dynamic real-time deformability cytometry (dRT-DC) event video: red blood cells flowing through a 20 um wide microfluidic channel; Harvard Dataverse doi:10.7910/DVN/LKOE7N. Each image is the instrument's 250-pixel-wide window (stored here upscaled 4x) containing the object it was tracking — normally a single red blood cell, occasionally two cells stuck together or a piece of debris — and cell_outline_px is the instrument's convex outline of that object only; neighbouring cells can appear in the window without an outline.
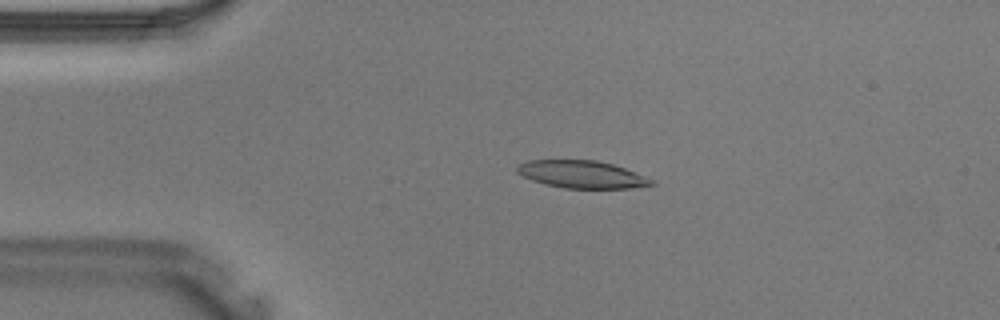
{"species": "Egyptian fruit bat (a non-hibernating species)", "species_latin": "Rousettus aegyptiacus", "temperature_condition": "warm", "stored_images_in_passage": 34, "camera_frame_rate_fps": 3000, "um_per_image_px": 0.085, "animal": {"sex": "male"}, "frame": {"image": 1, "passage_image": 2, "time_ms": 0.333, "image_size_px": [1000, 320], "cell_outline_px": [[656, 184], [632, 188], [564, 188], [544, 184], [532, 180], [516, 172], [516, 168], [520, 164], [528, 160], [596, 160], [612, 164], [624, 168], [644, 176], [652, 180]], "centroid_in_image_um": [49.43, 14.82], "position_along_channel_um": 35.6, "area_um2": 21.33}}
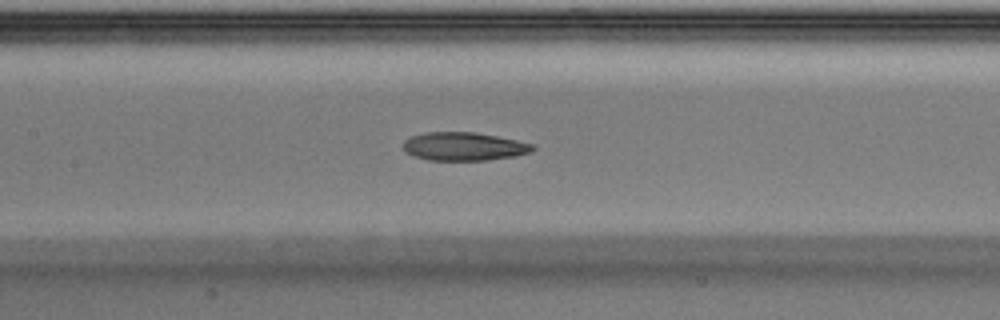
{"frame": {"image": 2, "passage_image": 12, "time_ms": 3.667, "image_size_px": [1000, 320], "cell_outline_px": [[536, 148], [532, 152], [516, 156], [488, 160], [428, 160], [416, 156], [408, 152], [404, 148], [404, 140], [412, 136], [424, 132], [476, 132], [516, 140], [532, 144]], "centroid_in_image_um": [39.47, 12.44], "position_along_channel_um": 167.9, "area_um2": 21.27}}
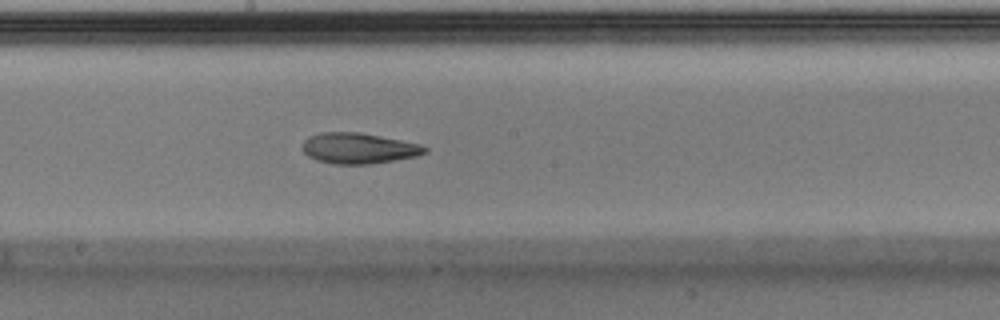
{"frame": {"image": 3, "passage_image": 15, "time_ms": 4.667, "image_size_px": [1000, 320], "cell_outline_px": [[428, 152], [416, 156], [372, 164], [332, 164], [316, 160], [308, 156], [304, 152], [304, 140], [308, 136], [320, 132], [360, 132], [420, 144], [428, 148]], "centroid_in_image_um": [30.48, 12.6], "position_along_channel_um": 217.7, "area_um2": 21.91}}